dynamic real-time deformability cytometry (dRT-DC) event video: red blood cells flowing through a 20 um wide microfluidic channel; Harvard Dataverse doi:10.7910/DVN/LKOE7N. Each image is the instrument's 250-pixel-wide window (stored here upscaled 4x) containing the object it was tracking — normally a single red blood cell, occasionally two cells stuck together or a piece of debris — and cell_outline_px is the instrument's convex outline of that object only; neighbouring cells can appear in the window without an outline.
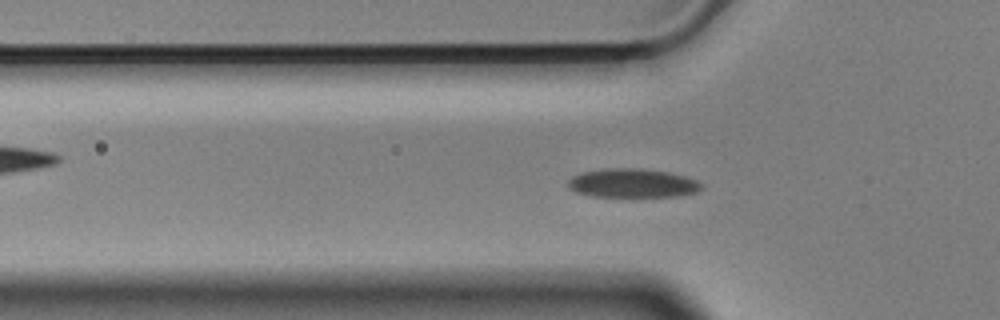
{"species": "Egyptian fruit bat (a non-hibernating species)", "species_latin": "Rousettus aegyptiacus", "temperature_condition": "cold", "stored_images_in_passage": 56, "camera_frame_rate_fps": 3000, "um_per_image_px": 0.085, "animal": {"sex": "male"}, "frame": {"image": 1, "passage_image": 17, "time_ms": 5.333, "image_size_px": [1000, 320], "cell_outline_px": [[700, 188], [696, 192], [676, 196], [592, 196], [576, 192], [568, 188], [568, 180], [572, 176], [584, 172], [604, 168], [640, 168], [668, 172], [684, 176], [696, 180], [700, 184]], "centroid_in_image_um": [53.71, 15.56], "position_along_channel_um": 72.1, "area_um2": 22.2}}
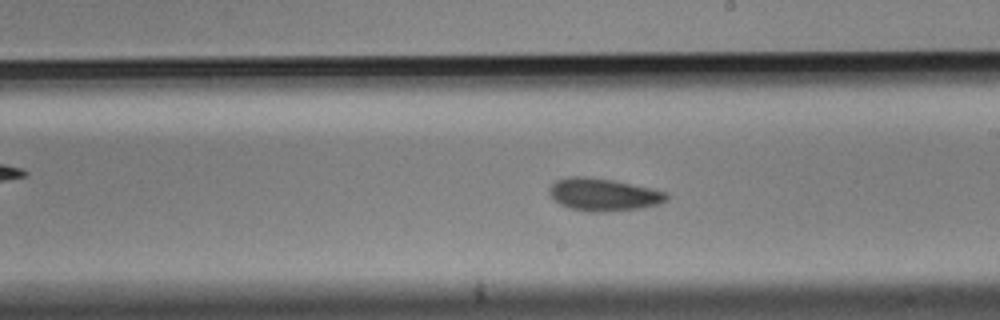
{"frame": {"image": 2, "passage_image": 31, "time_ms": 10.0, "image_size_px": [1000, 320], "cell_outline_px": [[668, 200], [660, 204], [640, 208], [608, 212], [588, 212], [568, 208], [560, 204], [548, 192], [548, 188], [556, 180], [568, 176], [584, 176], [612, 180], [652, 188], [668, 192]], "centroid_in_image_um": [51.3, 16.54], "position_along_channel_um": 237.7, "area_um2": 22.48}}
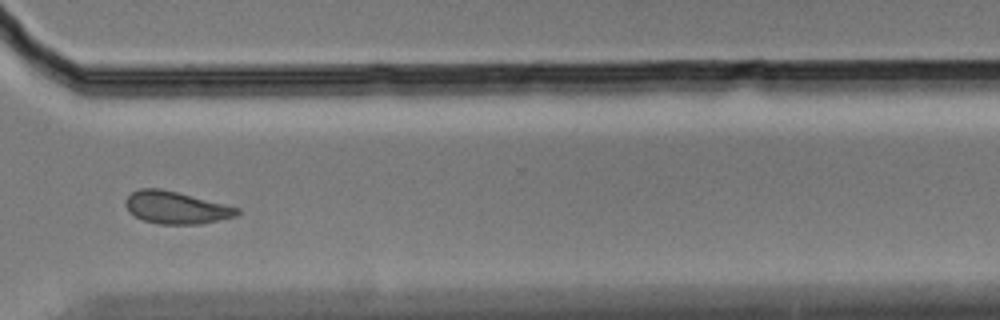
{"frame": {"image": 3, "passage_image": 41, "time_ms": 13.333, "image_size_px": [1000, 320], "cell_outline_px": [[240, 212], [236, 216], [220, 220], [200, 224], [160, 224], [144, 220], [128, 212], [124, 204], [124, 200], [132, 192], [140, 188], [160, 188], [240, 208]], "centroid_in_image_um": [14.94, 17.65], "position_along_channel_um": 355.7, "area_um2": 20.92}, "authors_computed_cell_mechanics": {"area_um2": 21.7617, "velocity_mm_per_s": 3.5386, "shape_relaxation_time_tau1_ms": 4.7669, "shape_relaxation_time_tau2_ms": 4.9246, "deformation_change_tau1": 0.0955, "deformation_change_tau2": 0.0673}}